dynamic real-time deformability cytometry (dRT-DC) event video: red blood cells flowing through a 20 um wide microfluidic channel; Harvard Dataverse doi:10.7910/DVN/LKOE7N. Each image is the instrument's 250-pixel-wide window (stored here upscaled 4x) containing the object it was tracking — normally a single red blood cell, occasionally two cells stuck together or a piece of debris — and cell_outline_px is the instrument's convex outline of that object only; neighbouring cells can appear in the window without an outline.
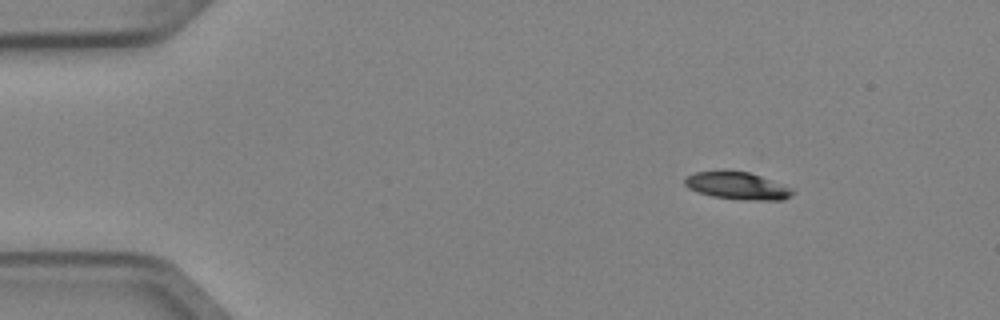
{"species": "Egyptian fruit bat (a non-hibernating species)", "species_latin": "Rousettus aegyptiacus", "temperature_condition": "cold", "stored_images_in_passage": 3, "camera_frame_rate_fps": 3000, "um_per_image_px": 0.085, "animal": {"sex": "female"}, "frame": {"image": 1, "passage_image": 1, "time_ms": 0.0, "image_size_px": [1000, 320], "cell_outline_px": [[796, 192], [792, 196], [784, 200], [748, 200], [712, 196], [688, 188], [684, 184], [684, 176], [696, 172], [720, 168], [724, 168], [748, 172], [760, 176], [788, 188]], "centroid_in_image_um": [62.59, 15.75], "position_along_channel_um": 22.4, "area_um2": 17.46}}